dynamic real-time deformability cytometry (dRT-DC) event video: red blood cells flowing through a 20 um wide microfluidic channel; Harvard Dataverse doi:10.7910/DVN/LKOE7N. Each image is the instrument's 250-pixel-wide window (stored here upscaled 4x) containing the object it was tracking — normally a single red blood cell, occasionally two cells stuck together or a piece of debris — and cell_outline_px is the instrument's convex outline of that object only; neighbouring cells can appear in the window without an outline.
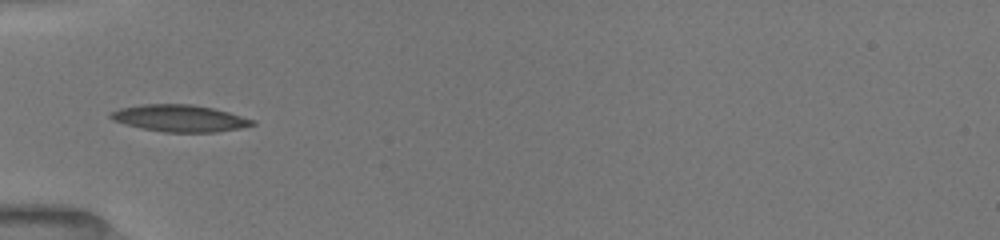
{"species": "common noctule bat (a hibernating species)", "species_latin": "Nyctalus noctula", "temperature_condition": "room temperature", "stored_images_in_passage": 20, "camera_frame_rate_fps": 3000, "um_per_image_px": 0.085, "animal": {"sex": "female", "body_mass_g": 19.5, "forearm_length_mm": 54.1}, "frame": {"image": 1, "passage_image": 1, "time_ms": 0.0, "image_size_px": [1000, 240], "cell_outline_px": [[256, 124], [216, 132], [164, 132], [140, 128], [112, 120], [108, 116], [112, 112], [120, 108], [144, 104], [192, 104], [212, 108], [228, 112], [256, 120]], "centroid_in_image_um": [15.26, 10.05], "position_along_channel_um": 69.7, "area_um2": 22.02}}
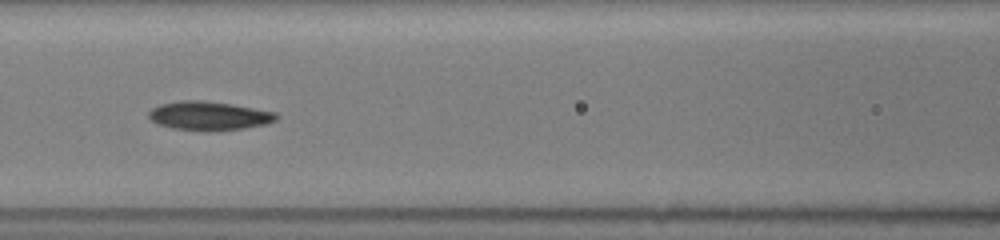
{"frame": {"image": 2, "passage_image": 15, "time_ms": 2.0, "image_size_px": [1000, 240], "cell_outline_px": [[280, 116], [276, 120], [264, 124], [244, 128], [212, 132], [204, 132], [172, 128], [156, 124], [148, 116], [148, 112], [152, 108], [160, 104], [180, 100], [200, 100], [232, 104], [276, 112]], "centroid_in_image_um": [17.74, 9.85], "position_along_channel_um": 148.9, "area_um2": 21.73}}
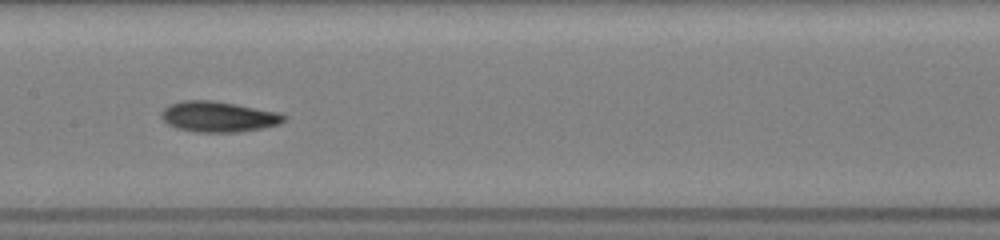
{"frame": {"image": 3, "passage_image": 19, "time_ms": 3.0, "image_size_px": [1000, 240], "cell_outline_px": [[288, 116], [280, 124], [264, 128], [240, 132], [196, 132], [176, 128], [168, 124], [160, 116], [160, 112], [168, 104], [180, 100], [212, 100], [236, 104], [280, 112]], "centroid_in_image_um": [18.57, 9.91], "position_along_channel_um": 188.8, "area_um2": 22.2}}